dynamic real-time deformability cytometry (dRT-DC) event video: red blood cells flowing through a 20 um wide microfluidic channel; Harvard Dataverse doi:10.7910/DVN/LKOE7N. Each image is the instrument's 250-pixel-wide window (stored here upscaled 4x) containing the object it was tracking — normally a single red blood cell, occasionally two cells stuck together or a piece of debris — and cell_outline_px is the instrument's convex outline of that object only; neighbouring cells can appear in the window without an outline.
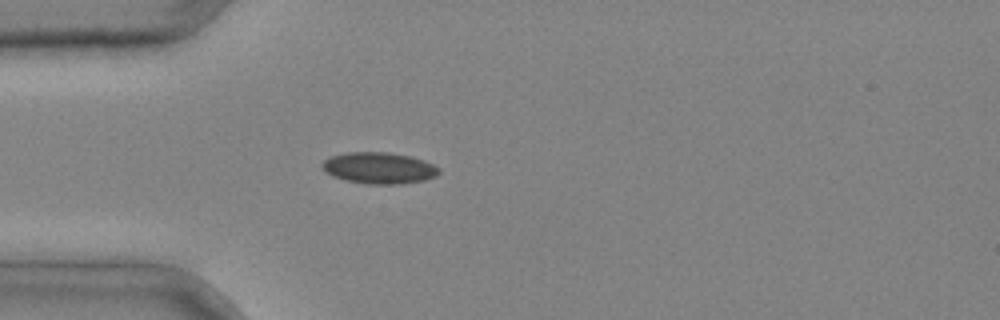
{"species": "common noctule bat (a hibernating species)", "species_latin": "Nyctalus noctula", "temperature_condition": "cold", "stored_images_in_passage": 1, "camera_frame_rate_fps": 3000, "um_per_image_px": 0.085, "animal": {"sex": "male", "body_mass_g": 20.4}, "frame": {"image": 1, "passage_image": 1, "time_ms": 0.0, "image_size_px": [1000, 320], "cell_outline_px": [[440, 172], [436, 176], [424, 180], [400, 184], [364, 184], [332, 176], [320, 164], [328, 156], [348, 152], [388, 152], [408, 156], [424, 160], [440, 168]], "centroid_in_image_um": [32.22, 14.27], "position_along_channel_um": 52.8, "area_um2": 21.33}}